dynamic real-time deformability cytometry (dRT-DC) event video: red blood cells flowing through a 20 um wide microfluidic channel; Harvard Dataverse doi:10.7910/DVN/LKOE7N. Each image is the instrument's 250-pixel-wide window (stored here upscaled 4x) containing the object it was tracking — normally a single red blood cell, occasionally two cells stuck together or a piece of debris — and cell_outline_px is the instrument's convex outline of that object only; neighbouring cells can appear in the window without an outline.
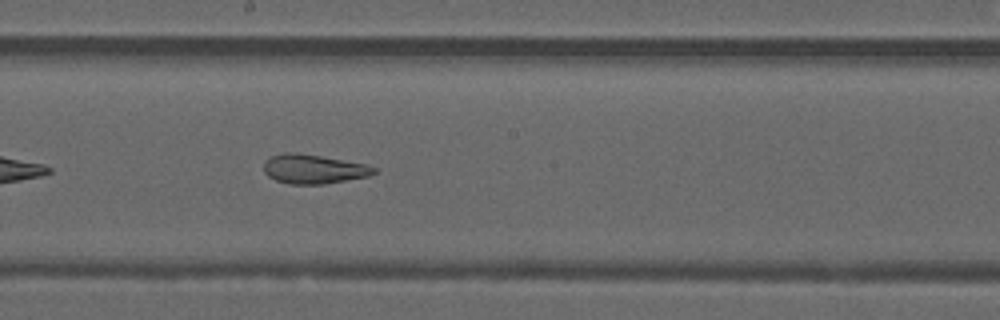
{"species": "common noctule bat (a hibernating species)", "species_latin": "Nyctalus noctula", "temperature_condition": "warm", "stored_images_in_passage": 28, "camera_frame_rate_fps": 3000, "um_per_image_px": 0.085, "animal": {"sex": "male", "forearm_length_mm": 52.5}, "frame": {"image": 1, "passage_image": 13, "time_ms": 4.0, "image_size_px": [1000, 320], "cell_outline_px": [[376, 172], [368, 176], [324, 184], [288, 184], [276, 180], [268, 176], [264, 172], [264, 160], [272, 156], [284, 152], [292, 152], [320, 156], [368, 164], [376, 168]], "centroid_in_image_um": [26.64, 14.37], "position_along_channel_um": 221.6, "area_um2": 18.73}}
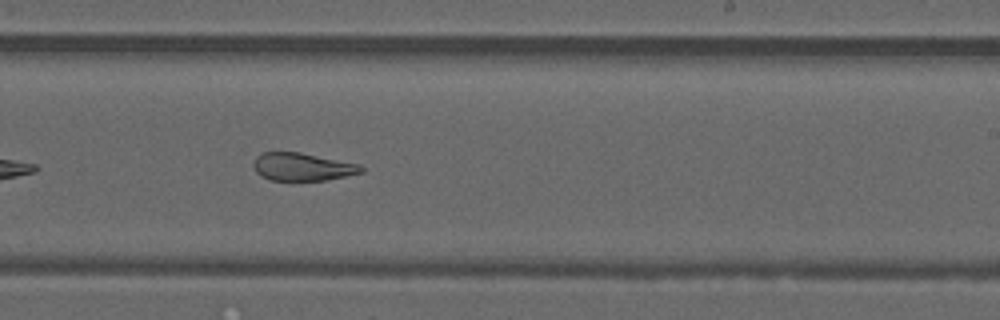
{"frame": {"image": 2, "passage_image": 16, "time_ms": 5.0, "image_size_px": [1000, 320], "cell_outline_px": [[364, 172], [324, 180], [268, 180], [260, 176], [256, 172], [252, 164], [256, 156], [264, 152], [300, 152], [360, 164], [364, 168]], "centroid_in_image_um": [25.68, 14.17], "position_along_channel_um": 263.3, "area_um2": 17.51}, "authors_computed_cell_mechanics": {"area_um2": 19.3341, "velocity_mm_per_s": 4.1905, "shape_relaxation_time_tau1_ms": null, "shape_relaxation_time_tau2_ms": 2.3084, "deformation_change_tau1": null, "deformation_change_tau2": 0.1019}}